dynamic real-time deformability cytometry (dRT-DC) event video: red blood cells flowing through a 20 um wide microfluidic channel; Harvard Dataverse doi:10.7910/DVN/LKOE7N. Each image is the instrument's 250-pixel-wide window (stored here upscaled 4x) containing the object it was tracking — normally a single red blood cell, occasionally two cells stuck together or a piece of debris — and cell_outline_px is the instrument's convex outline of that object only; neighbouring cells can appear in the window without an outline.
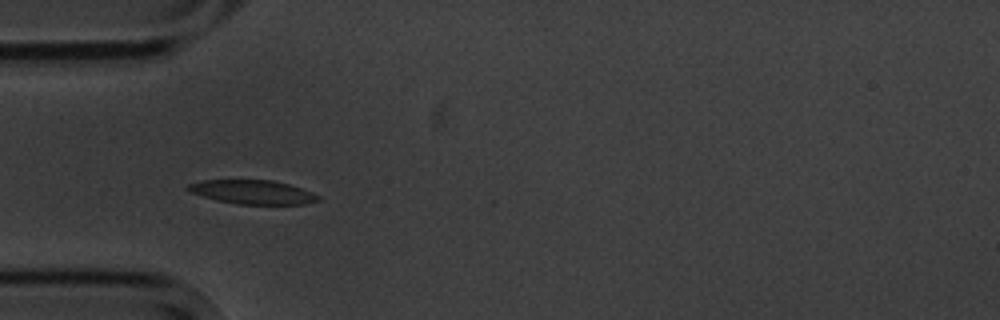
{"species": "common noctule bat (a hibernating species)", "species_latin": "Nyctalus noctula", "temperature_condition": "cold", "stored_images_in_passage": 5, "camera_frame_rate_fps": 3000, "um_per_image_px": 0.085, "animal": {"sex": "male", "body_mass_g": 20.1, "forearm_length_mm": 53.5}, "frame": {"image": 1, "passage_image": 4, "time_ms": 3.667, "image_size_px": [1000, 320], "cell_outline_px": [[320, 200], [304, 204], [236, 204], [216, 200], [188, 192], [188, 184], [204, 180], [272, 180], [288, 184], [312, 192], [320, 196]], "centroid_in_image_um": [21.47, 16.33], "position_along_channel_um": 63.5, "area_um2": 18.09}}
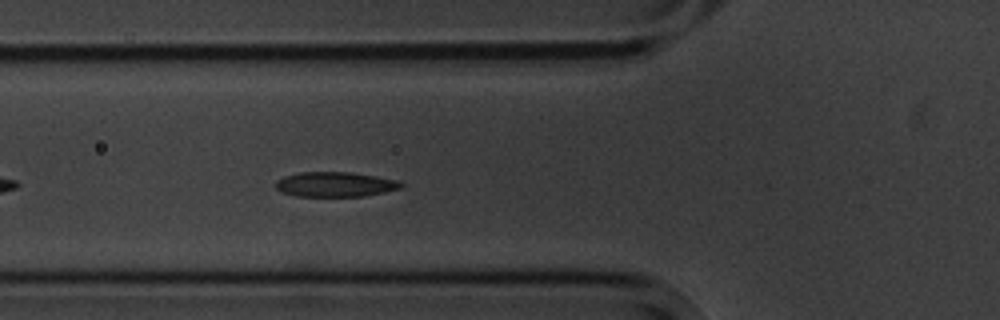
{"frame": {"image": 2, "passage_image": 5, "time_ms": 4.667, "image_size_px": [1000, 320], "cell_outline_px": [[404, 184], [400, 188], [384, 192], [364, 196], [296, 196], [280, 192], [276, 188], [276, 180], [284, 176], [300, 172], [352, 172], [400, 180]], "centroid_in_image_um": [28.49, 15.66], "position_along_channel_um": 97.3, "area_um2": 18.26}}